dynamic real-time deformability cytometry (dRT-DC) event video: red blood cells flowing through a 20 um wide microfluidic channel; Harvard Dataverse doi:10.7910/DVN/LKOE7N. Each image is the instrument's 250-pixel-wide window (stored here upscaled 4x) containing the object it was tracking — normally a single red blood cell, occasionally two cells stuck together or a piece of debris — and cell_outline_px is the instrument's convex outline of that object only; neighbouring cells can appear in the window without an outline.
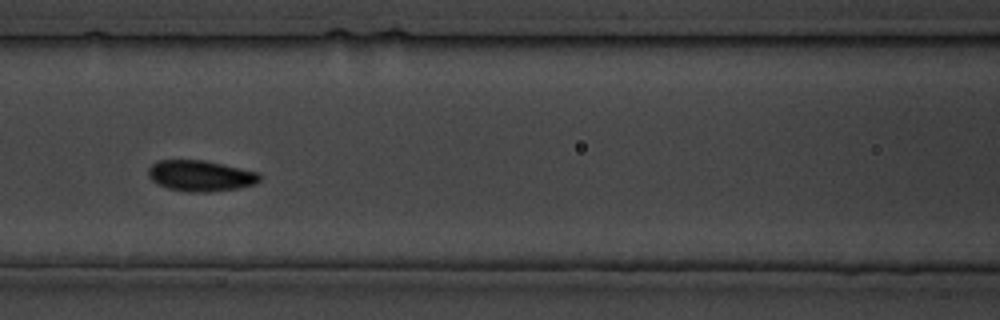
{"species": "common noctule bat (a hibernating species)", "species_latin": "Nyctalus noctula", "temperature_condition": "cold", "stored_images_in_passage": 17, "camera_frame_rate_fps": 3000, "um_per_image_px": 0.085, "animal": {"sex": "male", "body_mass_g": 19.5, "forearm_length_mm": 54.6}, "frame": {"image": 1, "passage_image": 10, "time_ms": 10.333, "image_size_px": [1000, 320], "cell_outline_px": [[260, 180], [256, 184], [236, 188], [208, 192], [188, 192], [168, 188], [156, 184], [148, 176], [148, 168], [156, 160], [204, 160], [260, 172]], "centroid_in_image_um": [17.03, 14.94], "position_along_channel_um": 149.6, "area_um2": 20.17}}
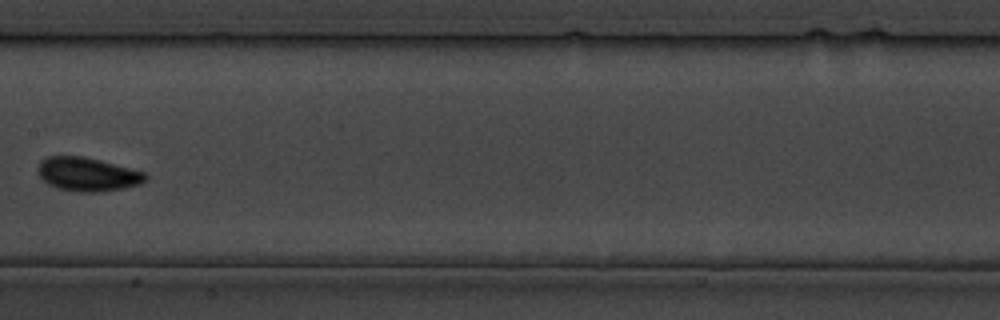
{"frame": {"image": 2, "passage_image": 12, "time_ms": 13.667, "image_size_px": [1000, 320], "cell_outline_px": [[148, 180], [140, 184], [124, 188], [96, 192], [80, 192], [60, 188], [48, 184], [40, 176], [40, 160], [48, 156], [84, 156], [100, 160], [144, 172], [148, 176]], "centroid_in_image_um": [7.48, 14.81], "position_along_channel_um": 199.9, "area_um2": 20.87}}